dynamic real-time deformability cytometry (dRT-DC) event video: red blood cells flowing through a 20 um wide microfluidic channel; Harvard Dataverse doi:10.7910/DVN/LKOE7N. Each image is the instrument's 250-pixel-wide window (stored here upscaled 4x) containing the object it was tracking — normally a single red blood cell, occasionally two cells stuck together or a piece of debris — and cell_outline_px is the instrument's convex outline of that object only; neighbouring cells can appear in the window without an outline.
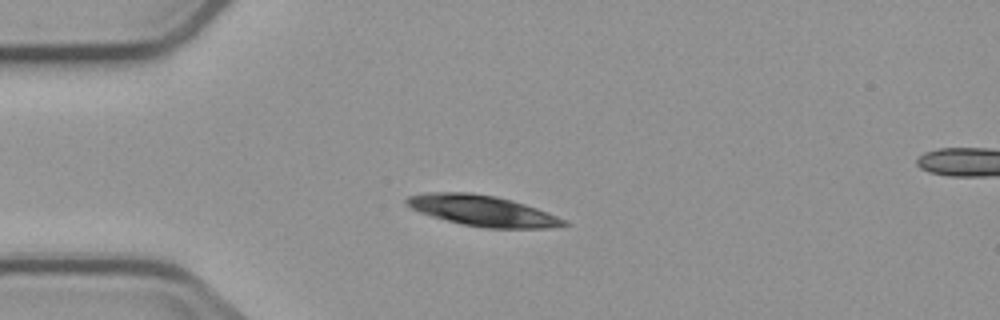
{"species": "common noctule bat (a hibernating species)", "species_latin": "Nyctalus noctula", "temperature_condition": "cold", "stored_images_in_passage": 4, "camera_frame_rate_fps": 3000, "um_per_image_px": 0.085, "animal": {"sex": "male", "body_mass_g": 23.1, "forearm_length_mm": 52.7}, "frame": {"image": 1, "passage_image": 3, "time_ms": 2.333, "image_size_px": [1000, 320], "cell_outline_px": [[572, 224], [548, 228], [488, 228], [464, 224], [432, 216], [420, 212], [412, 208], [404, 200], [408, 196], [424, 192], [472, 192], [496, 196], [512, 200], [548, 212], [568, 220]], "centroid_in_image_um": [41.06, 17.9], "position_along_channel_um": 43.9, "area_um2": 28.09}}